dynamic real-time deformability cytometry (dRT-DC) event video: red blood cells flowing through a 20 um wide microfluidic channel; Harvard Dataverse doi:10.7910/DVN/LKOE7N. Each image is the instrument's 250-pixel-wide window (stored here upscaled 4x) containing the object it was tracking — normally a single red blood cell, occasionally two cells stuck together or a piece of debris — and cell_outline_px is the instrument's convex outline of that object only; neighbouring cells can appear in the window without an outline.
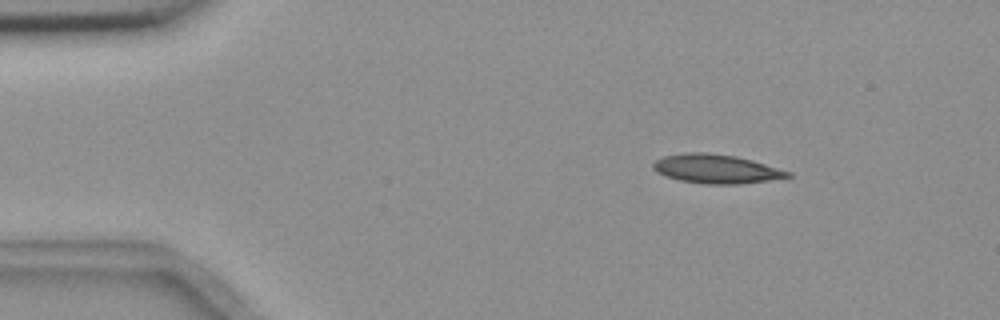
{"species": "common noctule bat (a hibernating species)", "species_latin": "Nyctalus noctula", "temperature_condition": "room temperature", "stored_images_in_passage": 5, "camera_frame_rate_fps": 3000, "um_per_image_px": 0.085, "animal": {"sex": "female", "body_mass_g": 18.4}, "frame": {"image": 1, "passage_image": 1, "time_ms": 0.0, "image_size_px": [1000, 320], "cell_outline_px": [[792, 176], [768, 180], [736, 184], [704, 184], [680, 180], [656, 172], [652, 168], [652, 164], [656, 160], [664, 156], [688, 152], [704, 152], [736, 156], [752, 160], [792, 172]], "centroid_in_image_um": [60.87, 14.35], "position_along_channel_um": 24.1, "area_um2": 22.54}}
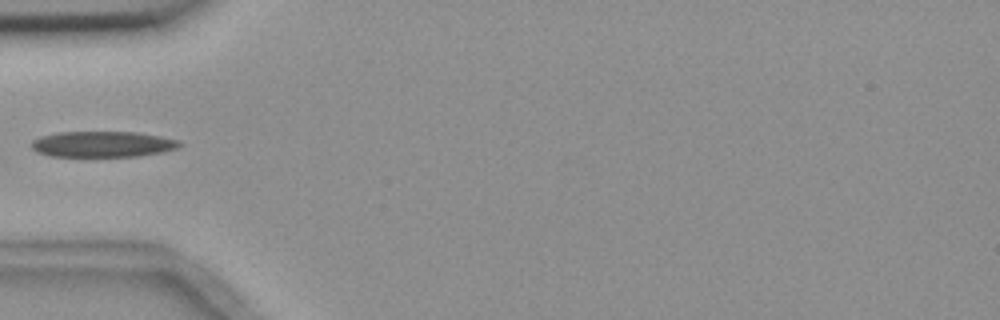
{"frame": {"image": 2, "passage_image": 4, "time_ms": 3.333, "image_size_px": [1000, 320], "cell_outline_px": [[184, 144], [176, 148], [164, 152], [136, 156], [52, 156], [36, 152], [32, 148], [32, 140], [40, 136], [56, 132], [136, 132], [160, 136], [180, 140]], "centroid_in_image_um": [8.74, 12.25], "position_along_channel_um": 76.3, "area_um2": 22.37}}
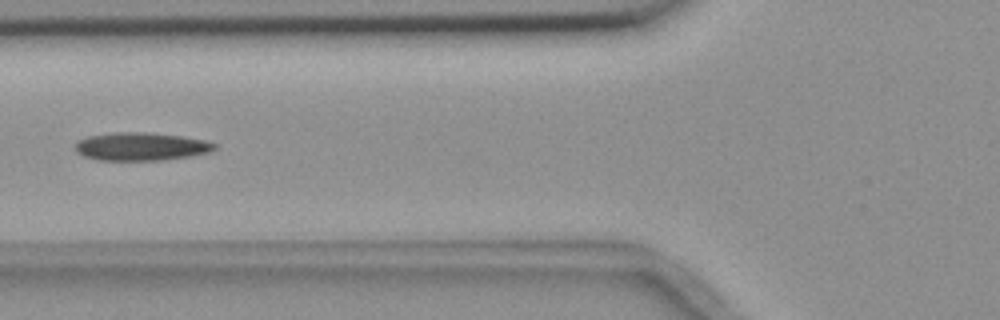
{"frame": {"image": 3, "passage_image": 5, "time_ms": 4.333, "image_size_px": [1000, 320], "cell_outline_px": [[216, 148], [212, 152], [188, 156], [160, 160], [96, 160], [84, 156], [76, 152], [76, 140], [88, 136], [112, 132], [144, 132], [180, 136], [204, 140], [216, 144]], "centroid_in_image_um": [11.95, 12.45], "position_along_channel_um": 113.8, "area_um2": 22.77}}